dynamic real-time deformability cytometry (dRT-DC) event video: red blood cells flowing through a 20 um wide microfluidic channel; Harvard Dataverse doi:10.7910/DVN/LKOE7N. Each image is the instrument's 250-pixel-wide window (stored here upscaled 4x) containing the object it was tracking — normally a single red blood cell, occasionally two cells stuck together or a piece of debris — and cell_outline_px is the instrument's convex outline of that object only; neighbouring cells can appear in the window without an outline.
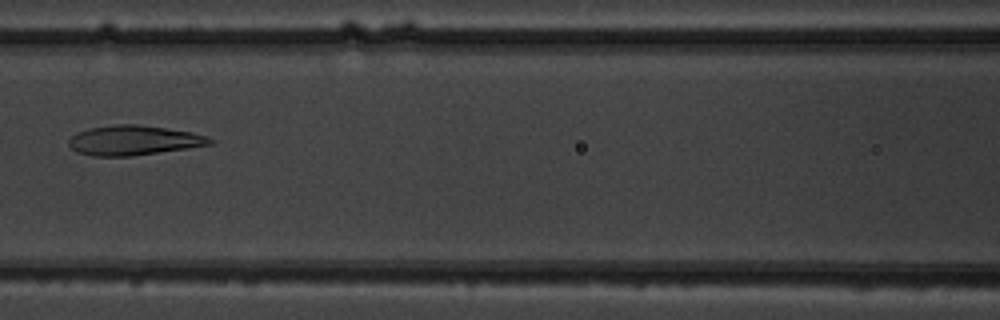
{"species": "common noctule bat (a hibernating species)", "species_latin": "Nyctalus noctula", "temperature_condition": "warm", "stored_images_in_passage": 7, "camera_frame_rate_fps": 3000, "um_per_image_px": 0.085, "animal": {"sex": "male", "body_mass_g": 19.5, "forearm_length_mm": 54.6}, "frame": {"image": 1, "passage_image": 7, "time_ms": 8.667, "image_size_px": [1000, 320], "cell_outline_px": [[216, 140], [212, 144], [188, 148], [132, 156], [92, 156], [76, 152], [68, 144], [68, 140], [76, 132], [88, 128], [116, 124], [136, 124], [192, 132]], "centroid_in_image_um": [11.33, 11.93], "position_along_channel_um": 155.3, "area_um2": 24.45}}